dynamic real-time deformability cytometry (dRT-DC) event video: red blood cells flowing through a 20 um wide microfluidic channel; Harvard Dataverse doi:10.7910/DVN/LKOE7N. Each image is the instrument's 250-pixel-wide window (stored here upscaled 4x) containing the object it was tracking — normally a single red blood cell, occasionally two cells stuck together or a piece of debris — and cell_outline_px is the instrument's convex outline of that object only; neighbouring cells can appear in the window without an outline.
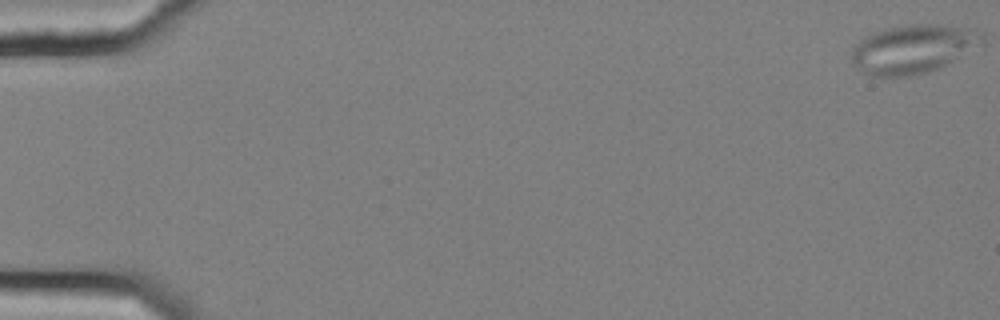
{"species": "common noctule bat (a hibernating species)", "species_latin": "Nyctalus noctula", "temperature_condition": "cold", "stored_images_in_passage": 56, "camera_frame_rate_fps": 3000, "um_per_image_px": 0.085, "animal": {"sex": "female", "body_mass_g": 25.1}, "frame": {"image": 1, "passage_image": 1, "time_ms": 0.0, "image_size_px": [1000, 320], "cell_outline_px": [[984, 44], [940, 68], [928, 72], [908, 76], [872, 76], [860, 72], [852, 60], [852, 48], [860, 40], [876, 32], [888, 28], [908, 24], [940, 24], [976, 28], [984, 32]], "centroid_in_image_um": [77.69, 4.15], "position_along_channel_um": 7.3, "area_um2": 37.45}}
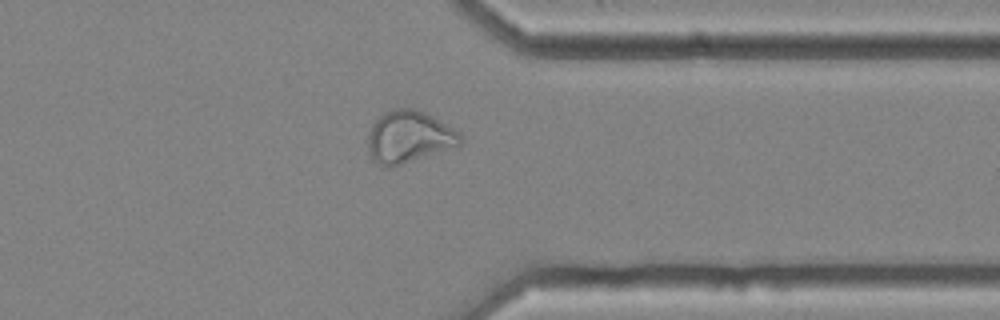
{"frame": {"image": 2, "passage_image": 45, "time_ms": 14.667, "image_size_px": [1000, 320], "cell_outline_px": [[464, 140], [460, 144], [392, 168], [384, 168], [372, 160], [368, 148], [368, 136], [372, 124], [384, 112], [396, 108], [416, 108], [432, 116], [460, 132], [464, 136]], "centroid_in_image_um": [34.74, 11.64], "position_along_channel_um": 376.7, "area_um2": 28.09}}
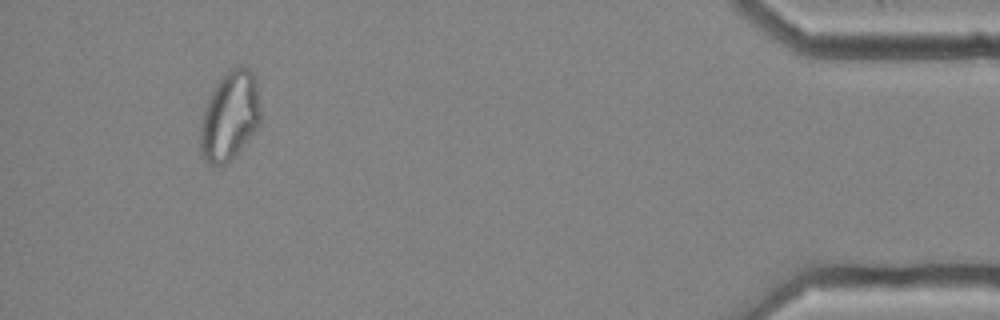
{"frame": {"image": 3, "passage_image": 53, "time_ms": 17.333, "image_size_px": [1000, 320], "cell_outline_px": [[260, 120], [256, 128], [248, 140], [224, 164], [212, 164], [200, 156], [200, 124], [204, 108], [216, 84], [224, 72], [228, 68], [236, 64], [240, 64], [248, 68], [252, 72], [256, 80], [260, 112]], "centroid_in_image_um": [19.51, 9.79], "position_along_channel_um": 415.7, "area_um2": 31.1}, "authors_computed_cell_mechanics": {"area_um2": 29.3046, "velocity_mm_per_s": 3.6605, "shape_relaxation_time_tau1_ms": null, "shape_relaxation_time_tau2_ms": 4.2283, "deformation_change_tau1": null, "deformation_change_tau2": 0.1167}}